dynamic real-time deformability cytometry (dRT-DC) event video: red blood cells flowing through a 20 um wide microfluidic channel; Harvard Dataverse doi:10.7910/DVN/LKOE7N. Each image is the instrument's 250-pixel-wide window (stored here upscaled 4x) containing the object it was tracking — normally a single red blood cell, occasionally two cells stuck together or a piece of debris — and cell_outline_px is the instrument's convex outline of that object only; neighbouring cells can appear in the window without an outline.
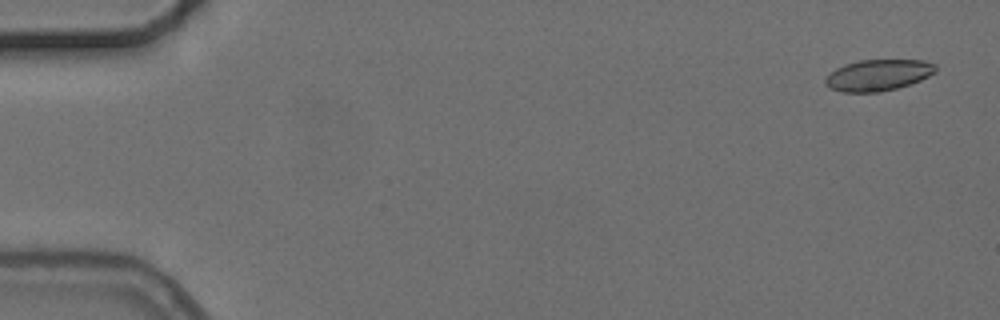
{"species": "common noctule bat (a hibernating species)", "species_latin": "Nyctalus noctula", "temperature_condition": "cold", "stored_images_in_passage": 5, "camera_frame_rate_fps": 3000, "um_per_image_px": 0.085, "animal": {"sex": "female", "body_mass_g": 24.6, "forearm_length_mm": 56.2}, "frame": {"image": 1, "passage_image": 1, "time_ms": 0.0, "image_size_px": [1000, 320], "cell_outline_px": [[936, 72], [920, 80], [896, 88], [880, 92], [840, 92], [828, 88], [824, 84], [824, 80], [836, 68], [844, 64], [860, 60], [924, 60], [936, 64]], "centroid_in_image_um": [74.62, 6.38], "position_along_channel_um": 10.4, "area_um2": 20.11}}